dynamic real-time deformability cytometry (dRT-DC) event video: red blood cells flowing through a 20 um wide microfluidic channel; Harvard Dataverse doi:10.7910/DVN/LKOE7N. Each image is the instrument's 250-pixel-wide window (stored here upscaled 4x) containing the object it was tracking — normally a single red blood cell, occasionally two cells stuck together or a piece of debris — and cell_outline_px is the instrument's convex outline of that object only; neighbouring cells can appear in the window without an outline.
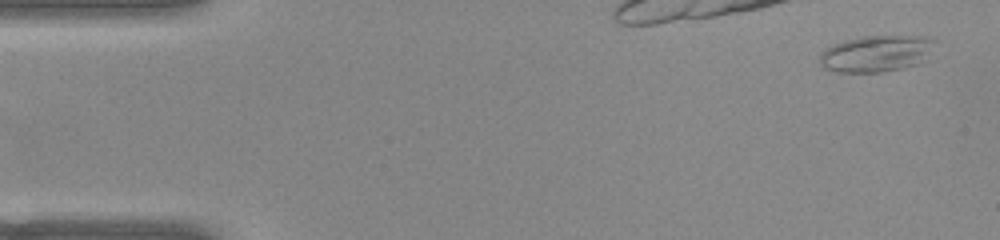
{"species": "common noctule bat (a hibernating species)", "species_latin": "Nyctalus noctula", "temperature_condition": "warm", "stored_images_in_passage": 11, "camera_frame_rate_fps": 3000, "um_per_image_px": 0.085, "animal": {"sex": "female", "body_mass_g": 22.0, "forearm_length_mm": 56.7}, "frame": {"image": 1, "passage_image": 1, "time_ms": 0.0, "image_size_px": [1000, 240], "cell_outline_px": [[936, 40], [928, 60], [904, 68], [884, 72], [836, 72], [824, 68], [820, 64], [820, 52], [832, 44], [844, 40], [864, 36], [928, 36]], "centroid_in_image_um": [74.51, 4.55], "position_along_channel_um": 10.5, "area_um2": 24.91}}